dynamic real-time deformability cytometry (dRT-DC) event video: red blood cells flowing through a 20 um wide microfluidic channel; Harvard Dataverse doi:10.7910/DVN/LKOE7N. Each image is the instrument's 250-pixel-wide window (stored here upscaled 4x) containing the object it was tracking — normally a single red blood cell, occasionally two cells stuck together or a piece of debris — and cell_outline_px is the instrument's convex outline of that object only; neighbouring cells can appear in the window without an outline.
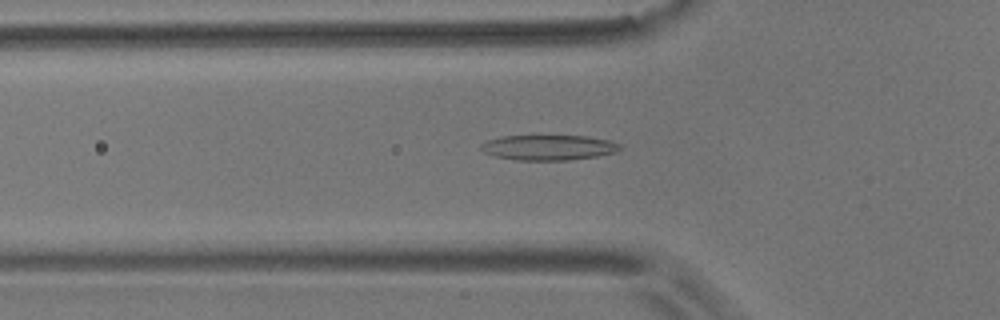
{"species": "common noctule bat (a hibernating species)", "species_latin": "Nyctalus noctula", "temperature_condition": "room temperature", "stored_images_in_passage": 50, "camera_frame_rate_fps": 3000, "um_per_image_px": 0.085, "animal": {"sex": "male", "body_mass_g": 17.9}, "frame": {"image": 1, "passage_image": 13, "time_ms": 4.0, "image_size_px": [1000, 320], "cell_outline_px": [[620, 148], [616, 152], [596, 156], [568, 160], [516, 160], [496, 156], [484, 152], [480, 148], [480, 144], [488, 140], [500, 136], [588, 136], [608, 140], [620, 144]], "centroid_in_image_um": [46.61, 12.53], "position_along_channel_um": 79.2, "area_um2": 20.29}}
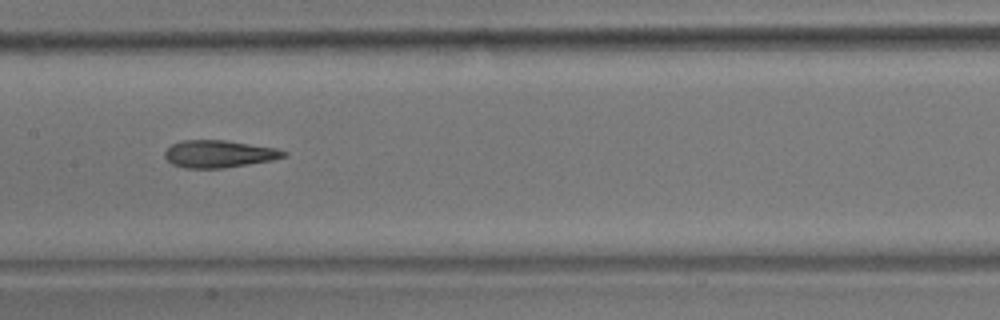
{"frame": {"image": 2, "passage_image": 22, "time_ms": 7.0, "image_size_px": [1000, 320], "cell_outline_px": [[288, 152], [284, 156], [272, 160], [224, 168], [184, 168], [172, 164], [164, 156], [164, 152], [172, 144], [180, 140], [224, 140], [276, 148]], "centroid_in_image_um": [18.58, 13.08], "position_along_channel_um": 188.8, "area_um2": 18.84}}
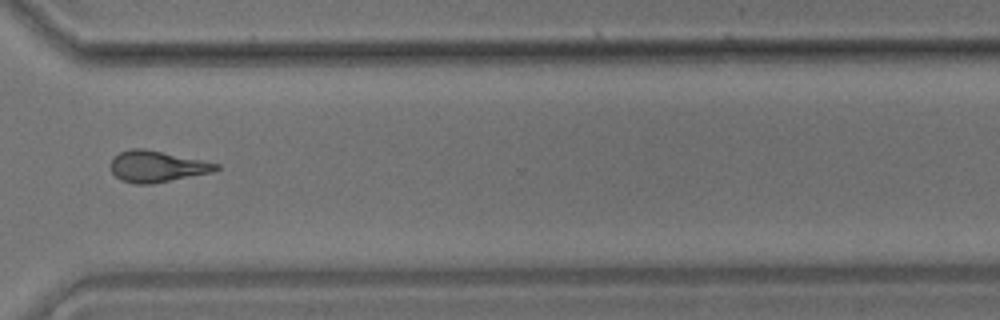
{"frame": {"image": 3, "passage_image": 36, "time_ms": 11.667, "image_size_px": [1000, 320], "cell_outline_px": [[220, 168], [212, 172], [152, 184], [136, 184], [120, 180], [112, 172], [112, 160], [120, 152], [132, 148], [144, 148], [220, 164]], "centroid_in_image_um": [13.35, 14.15], "position_along_channel_um": 357.3, "area_um2": 18.96}, "authors_computed_cell_mechanics": {"area_um2": 18.9873, "velocity_mm_per_s": 3.6146, "shape_relaxation_time_tau1_ms": null, "shape_relaxation_time_tau2_ms": 2.9829, "deformation_change_tau1": null, "deformation_change_tau2": 0.1238}}